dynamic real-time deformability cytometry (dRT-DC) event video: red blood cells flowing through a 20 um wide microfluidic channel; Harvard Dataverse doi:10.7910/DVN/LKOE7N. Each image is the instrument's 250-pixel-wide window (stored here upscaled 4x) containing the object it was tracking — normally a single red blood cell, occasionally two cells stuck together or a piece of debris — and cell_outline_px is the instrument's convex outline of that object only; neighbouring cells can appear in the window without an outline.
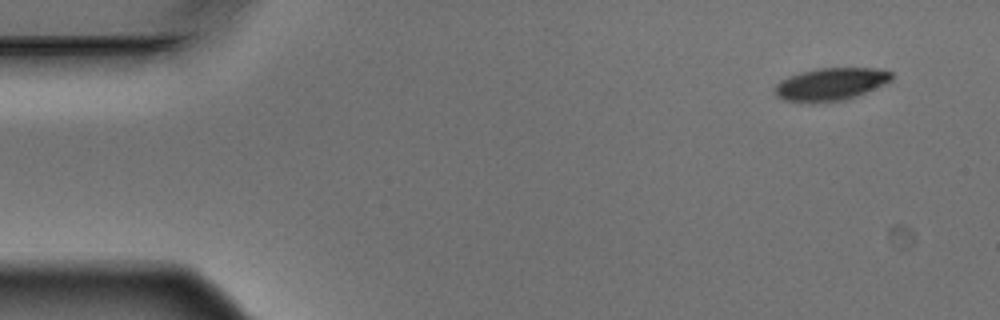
{"species": "Egyptian fruit bat (a non-hibernating species)", "species_latin": "Rousettus aegyptiacus", "temperature_condition": "warm", "stored_images_in_passage": 4, "camera_frame_rate_fps": 3000, "um_per_image_px": 0.085, "animal": {"sex": "male"}, "frame": {"image": 1, "passage_image": 1, "time_ms": 0.0, "image_size_px": [1000, 320], "cell_outline_px": [[892, 80], [884, 84], [856, 96], [840, 100], [784, 100], [776, 96], [772, 88], [780, 80], [788, 76], [800, 72], [816, 68], [884, 68], [892, 72]], "centroid_in_image_um": [70.62, 7.1], "position_along_channel_um": 14.4, "area_um2": 21.73}}
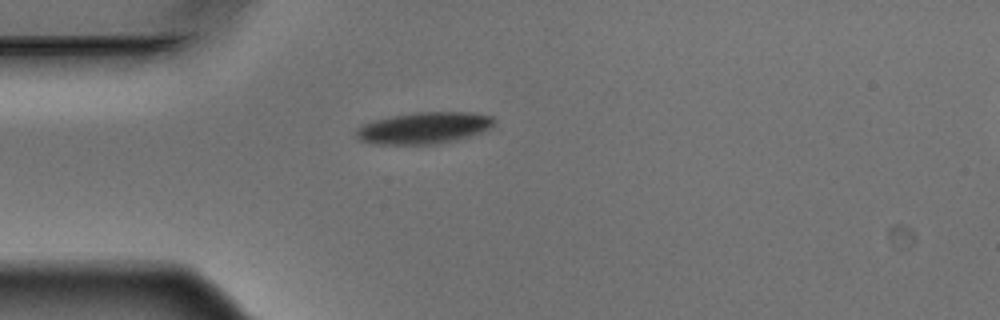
{"frame": {"image": 2, "passage_image": 4, "time_ms": 1.0, "image_size_px": [1000, 320], "cell_outline_px": [[496, 120], [488, 128], [480, 132], [456, 140], [436, 144], [376, 144], [360, 140], [356, 136], [356, 128], [364, 124], [376, 120], [392, 116], [416, 112], [472, 112], [492, 116]], "centroid_in_image_um": [36.03, 10.87], "position_along_channel_um": 49.0, "area_um2": 25.14}}